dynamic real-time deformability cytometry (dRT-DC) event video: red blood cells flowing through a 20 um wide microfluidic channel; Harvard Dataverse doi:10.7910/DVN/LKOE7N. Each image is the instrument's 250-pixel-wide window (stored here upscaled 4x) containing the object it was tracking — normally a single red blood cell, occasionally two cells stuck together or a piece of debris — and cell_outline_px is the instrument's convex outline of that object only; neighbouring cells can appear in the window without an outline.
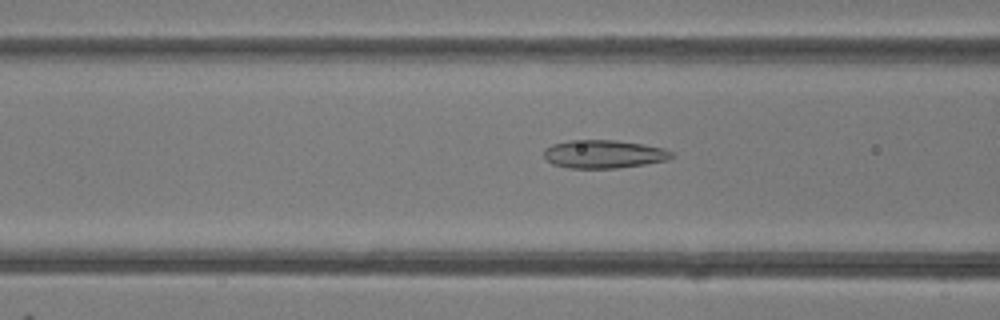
{"species": "common noctule bat (a hibernating species)", "species_latin": "Nyctalus noctula", "temperature_condition": "room temperature", "stored_images_in_passage": 48, "camera_frame_rate_fps": 3000, "um_per_image_px": 0.085, "animal": {"sex": "female"}, "frame": {"image": 1, "passage_image": 19, "time_ms": 6.0, "image_size_px": [1000, 320], "cell_outline_px": [[676, 156], [668, 160], [644, 164], [616, 168], [568, 168], [552, 164], [544, 160], [544, 148], [552, 144], [568, 140], [616, 140], [644, 144], [664, 148], [672, 152]], "centroid_in_image_um": [51.31, 13.09], "position_along_channel_um": 115.3, "area_um2": 21.27}}
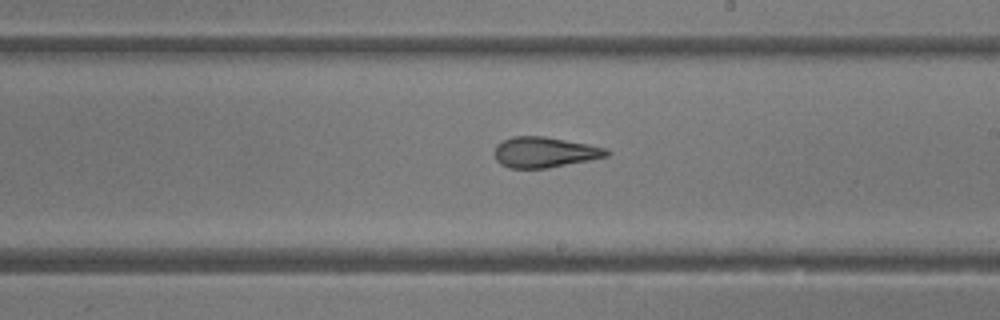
{"frame": {"image": 2, "passage_image": 28, "time_ms": 9.0, "image_size_px": [1000, 320], "cell_outline_px": [[612, 152], [608, 156], [588, 160], [544, 168], [508, 168], [500, 164], [496, 160], [496, 144], [512, 136], [544, 136], [588, 144], [608, 148]], "centroid_in_image_um": [46.3, 12.93], "position_along_channel_um": 242.7, "area_um2": 19.83}}
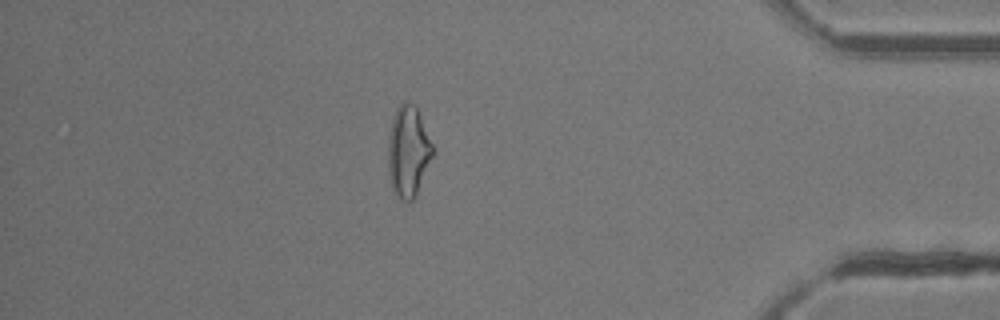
{"frame": {"image": 3, "passage_image": 42, "time_ms": 13.667, "image_size_px": [1000, 320], "cell_outline_px": [[432, 156], [416, 196], [412, 200], [400, 200], [392, 188], [388, 168], [388, 140], [392, 120], [396, 108], [404, 100], [412, 104], [416, 108], [420, 116], [432, 144]], "centroid_in_image_um": [34.67, 12.88], "position_along_channel_um": 400.5, "area_um2": 23.24}, "authors_computed_cell_mechanics": {"area_um2": 22.3975, "velocity_mm_per_s": 4.2453, "shape_relaxation_time_tau1_ms": 10.167, "shape_relaxation_time_tau2_ms": 1.6413, "deformation_change_tau1": 0.2283, "deformation_change_tau2": 0.0998}}